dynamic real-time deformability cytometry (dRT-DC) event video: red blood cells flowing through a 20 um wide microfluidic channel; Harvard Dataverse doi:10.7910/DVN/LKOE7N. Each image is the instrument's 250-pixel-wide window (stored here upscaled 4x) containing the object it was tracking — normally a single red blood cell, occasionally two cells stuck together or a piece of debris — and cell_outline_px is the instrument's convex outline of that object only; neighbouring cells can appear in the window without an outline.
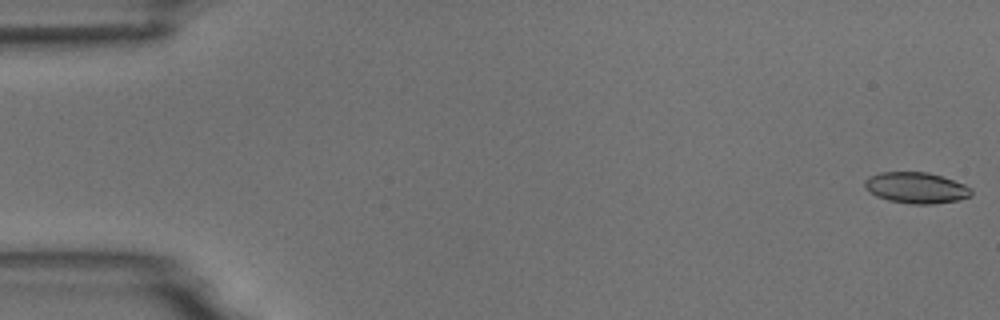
{"species": "common noctule bat (a hibernating species)", "species_latin": "Nyctalus noctula", "temperature_condition": "room temperature", "stored_images_in_passage": 51, "camera_frame_rate_fps": 3000, "um_per_image_px": 0.085, "animal": {"sex": "male", "body_mass_g": 18.8}, "frame": {"image": 1, "passage_image": 1, "time_ms": 0.0, "image_size_px": [1000, 320], "cell_outline_px": [[972, 196], [956, 200], [932, 204], [912, 204], [888, 200], [876, 196], [864, 188], [864, 180], [868, 176], [880, 172], [928, 172], [964, 184], [972, 188]], "centroid_in_image_um": [77.84, 15.96], "position_along_channel_um": 7.2, "area_um2": 19.31}}
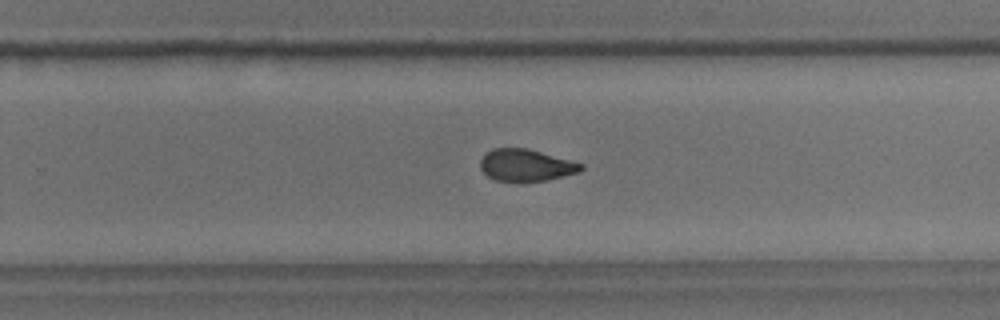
{"frame": {"image": 2, "passage_image": 35, "time_ms": 11.333, "image_size_px": [1000, 320], "cell_outline_px": [[584, 168], [580, 172], [548, 180], [496, 180], [488, 176], [480, 168], [480, 160], [492, 148], [528, 148], [584, 164]], "centroid_in_image_um": [44.74, 14.02], "position_along_channel_um": 285.1, "area_um2": 18.5}}
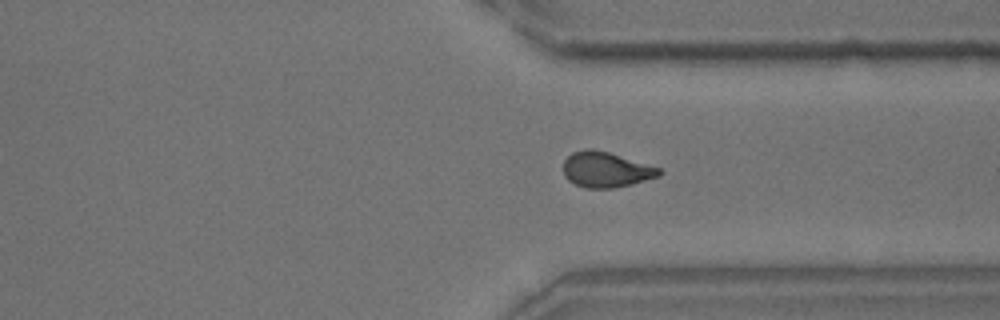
{"frame": {"image": 3, "passage_image": 41, "time_ms": 13.333, "image_size_px": [1000, 320], "cell_outline_px": [[664, 172], [660, 176], [632, 184], [612, 188], [584, 188], [568, 180], [564, 176], [564, 160], [572, 152], [588, 148], [592, 148], [608, 152], [660, 168]], "centroid_in_image_um": [51.5, 14.42], "position_along_channel_um": 359.9, "area_um2": 19.77}}